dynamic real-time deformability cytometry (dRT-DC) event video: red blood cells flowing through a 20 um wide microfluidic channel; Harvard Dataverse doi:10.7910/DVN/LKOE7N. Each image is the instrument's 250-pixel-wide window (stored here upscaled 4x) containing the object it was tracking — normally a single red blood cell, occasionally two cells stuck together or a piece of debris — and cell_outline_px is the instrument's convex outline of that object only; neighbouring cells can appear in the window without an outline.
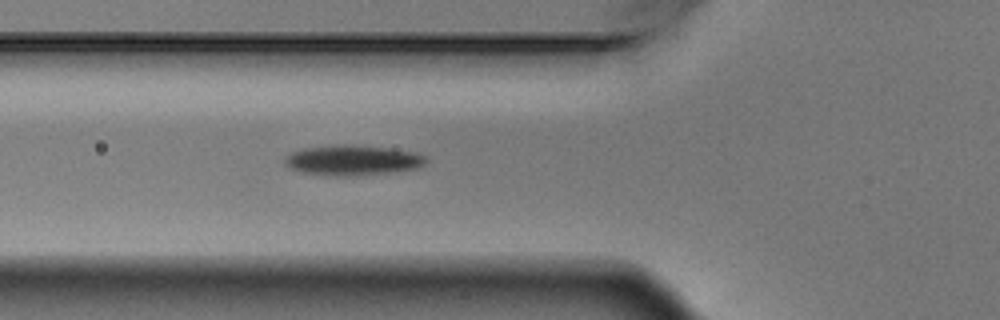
{"species": "Egyptian fruit bat (a non-hibernating species)", "species_latin": "Rousettus aegyptiacus", "temperature_condition": "warm", "stored_images_in_passage": 5, "camera_frame_rate_fps": 3000, "um_per_image_px": 0.085, "animal": {"sex": "male"}, "frame": {"image": 1, "passage_image": 5, "time_ms": 1.333, "image_size_px": [1000, 320], "cell_outline_px": [[428, 160], [424, 164], [416, 168], [388, 172], [348, 176], [336, 176], [300, 172], [284, 164], [284, 160], [292, 152], [304, 148], [340, 144], [344, 144], [388, 148], [416, 152], [424, 156]], "centroid_in_image_um": [29.96, 13.61], "position_along_channel_um": 95.8, "area_um2": 24.51}}